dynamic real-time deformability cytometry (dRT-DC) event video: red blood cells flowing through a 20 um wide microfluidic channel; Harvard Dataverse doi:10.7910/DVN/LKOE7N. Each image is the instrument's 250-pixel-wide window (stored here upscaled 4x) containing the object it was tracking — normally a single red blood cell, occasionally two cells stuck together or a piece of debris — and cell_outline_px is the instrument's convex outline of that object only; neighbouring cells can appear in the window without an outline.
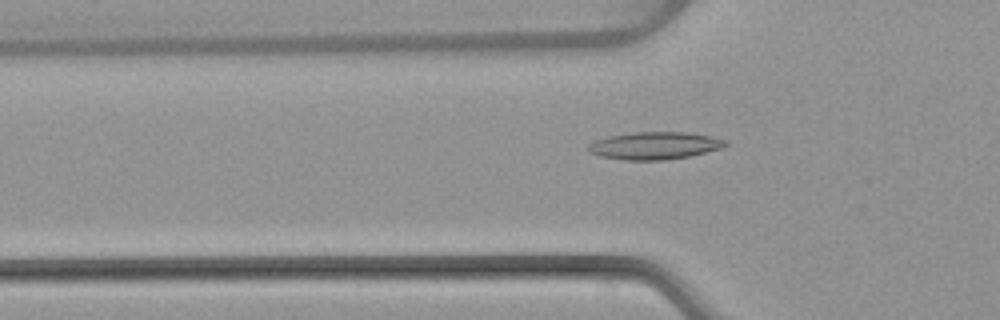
{"species": "common noctule bat (a hibernating species)", "species_latin": "Nyctalus noctula", "temperature_condition": "warm", "stored_images_in_passage": 51, "camera_frame_rate_fps": 3000, "um_per_image_px": 0.085, "animal": {"sex": "female", "body_mass_g": 22.7, "forearm_length_mm": 54.2}, "frame": {"image": 1, "passage_image": 17, "time_ms": 5.333, "image_size_px": [1000, 320], "cell_outline_px": [[728, 144], [724, 148], [688, 156], [664, 160], [624, 160], [600, 156], [588, 152], [588, 144], [592, 140], [608, 136], [632, 132], [688, 132], [728, 140]], "centroid_in_image_um": [55.62, 12.37], "position_along_channel_um": 70.2, "area_um2": 22.14}}
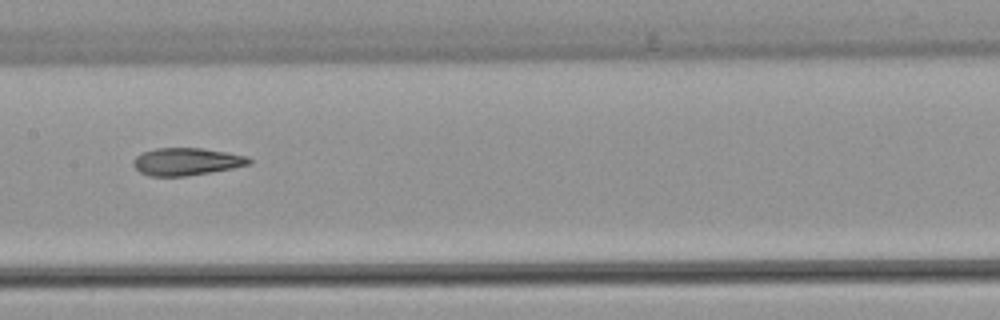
{"frame": {"image": 2, "passage_image": 26, "time_ms": 8.333, "image_size_px": [1000, 320], "cell_outline_px": [[252, 164], [212, 172], [184, 176], [148, 176], [140, 172], [132, 164], [132, 160], [140, 152], [156, 148], [204, 148], [248, 156], [252, 160]], "centroid_in_image_um": [15.84, 13.73], "position_along_channel_um": 191.6, "area_um2": 18.73}}
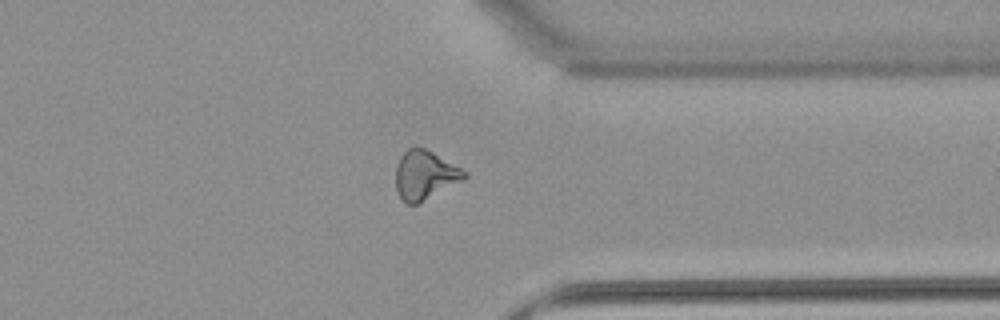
{"frame": {"image": 3, "passage_image": 40, "time_ms": 13.0, "image_size_px": [1000, 320], "cell_outline_px": [[468, 176], [416, 204], [408, 204], [400, 196], [396, 188], [396, 164], [400, 156], [408, 148], [424, 148], [432, 152], [468, 172]], "centroid_in_image_um": [36.08, 14.86], "position_along_channel_um": 375.3, "area_um2": 18.96}, "authors_computed_cell_mechanics": {"area_um2": 19.3052, "velocity_mm_per_s": 4.0256, "shape_relaxation_time_tau1_ms": null, "shape_relaxation_time_tau2_ms": 2.9929, "deformation_change_tau1": null, "deformation_change_tau2": 0.1101}}